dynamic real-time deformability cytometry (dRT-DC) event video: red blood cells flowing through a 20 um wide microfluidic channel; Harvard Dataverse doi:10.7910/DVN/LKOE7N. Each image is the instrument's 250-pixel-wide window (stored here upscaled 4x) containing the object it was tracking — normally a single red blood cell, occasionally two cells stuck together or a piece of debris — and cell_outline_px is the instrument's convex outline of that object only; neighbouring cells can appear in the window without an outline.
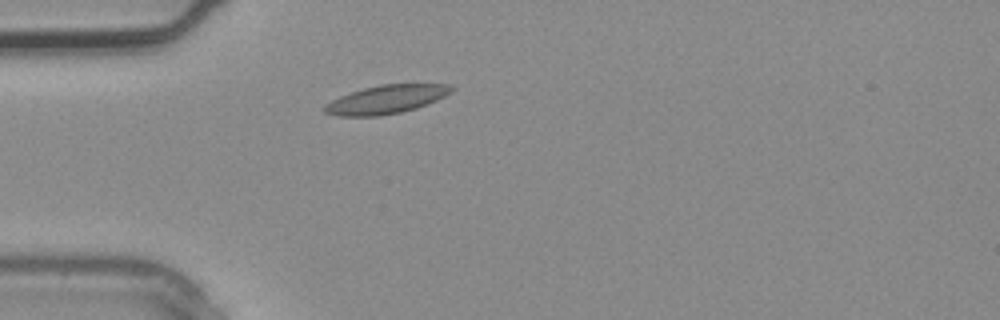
{"species": "common noctule bat (a hibernating species)", "species_latin": "Nyctalus noctula", "temperature_condition": "warm", "stored_images_in_passage": 2, "camera_frame_rate_fps": 3000, "um_per_image_px": 0.085, "animal": {"sex": "male", "body_mass_g": 20.4}, "frame": {"image": 1, "passage_image": 2, "time_ms": 0.333, "image_size_px": [1000, 320], "cell_outline_px": [[456, 88], [452, 92], [436, 100], [416, 108], [400, 112], [380, 116], [336, 116], [324, 112], [320, 108], [324, 104], [340, 96], [364, 88], [380, 84], [448, 84]], "centroid_in_image_um": [32.79, 8.45], "position_along_channel_um": 52.2, "area_um2": 21.1}}